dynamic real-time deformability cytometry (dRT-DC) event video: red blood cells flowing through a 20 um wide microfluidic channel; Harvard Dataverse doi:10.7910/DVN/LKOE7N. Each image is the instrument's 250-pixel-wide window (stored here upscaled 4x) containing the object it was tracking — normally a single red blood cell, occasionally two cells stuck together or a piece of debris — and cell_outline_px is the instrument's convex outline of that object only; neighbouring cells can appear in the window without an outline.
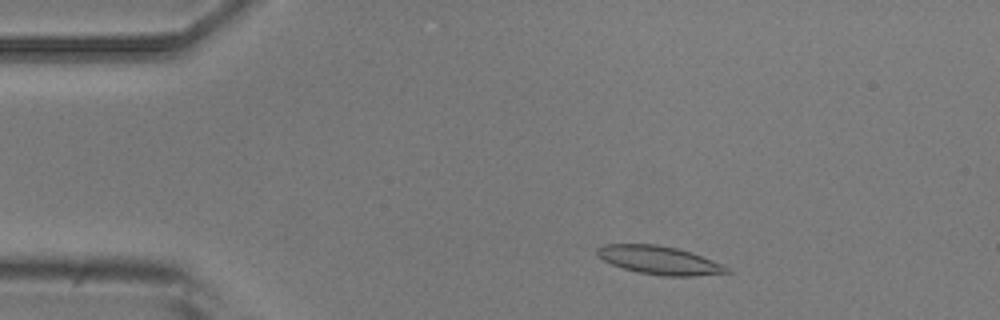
{"species": "common noctule bat (a hibernating species)", "species_latin": "Nyctalus noctula", "temperature_condition": "room temperature", "stored_images_in_passage": 4, "camera_frame_rate_fps": 3000, "um_per_image_px": 0.085, "animal": {"sex": "male", "body_mass_g": 20.5, "forearm_length_mm": 52.5}, "frame": {"image": 1, "passage_image": 2, "time_ms": 1.0, "image_size_px": [1000, 320], "cell_outline_px": [[732, 272], [696, 276], [660, 276], [640, 272], [624, 268], [612, 264], [596, 256], [596, 248], [604, 244], [656, 244], [676, 248], [692, 252], [724, 264]], "centroid_in_image_um": [56.06, 22.11], "position_along_channel_um": 28.9, "area_um2": 21.5}}